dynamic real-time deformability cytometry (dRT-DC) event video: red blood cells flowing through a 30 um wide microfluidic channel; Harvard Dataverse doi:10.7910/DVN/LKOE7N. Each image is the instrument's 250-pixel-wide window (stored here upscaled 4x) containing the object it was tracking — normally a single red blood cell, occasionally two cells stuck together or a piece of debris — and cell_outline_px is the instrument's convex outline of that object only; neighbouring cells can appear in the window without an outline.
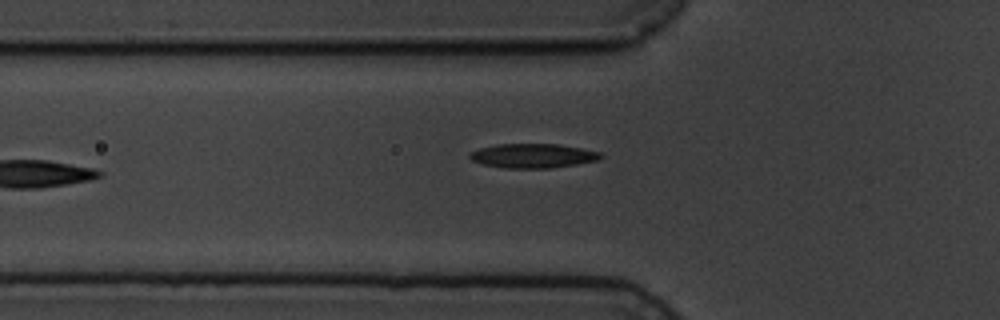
{"species": "common noctule bat (a hibernating species)", "species_latin": "Nyctalus noctula", "temperature_condition": "cold", "stored_images_in_passage": 7, "camera_frame_rate_fps": 3000, "um_per_image_px": 0.085, "animal": {"sex": "male", "body_mass_g": 19.5, "forearm_length_mm": 54.6}, "frame": {"image": 1, "passage_image": 6, "time_ms": 5.667, "image_size_px": [1000, 320], "cell_outline_px": [[604, 156], [596, 160], [576, 164], [548, 168], [504, 168], [484, 164], [472, 160], [468, 156], [472, 152], [480, 148], [496, 144], [560, 144], [600, 152]], "centroid_in_image_um": [45.3, 13.23], "position_along_channel_um": 80.5, "area_um2": 18.32}}
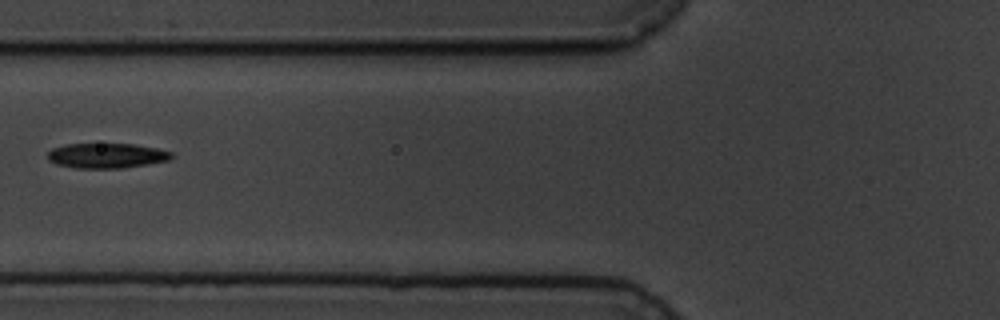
{"frame": {"image": 2, "passage_image": 7, "time_ms": 6.667, "image_size_px": [1000, 320], "cell_outline_px": [[176, 156], [172, 160], [148, 164], [120, 168], [76, 168], [56, 164], [48, 160], [48, 152], [52, 148], [64, 144], [132, 144], [156, 148], [172, 152]], "centroid_in_image_um": [9.09, 13.23], "position_along_channel_um": 116.7, "area_um2": 18.15}}